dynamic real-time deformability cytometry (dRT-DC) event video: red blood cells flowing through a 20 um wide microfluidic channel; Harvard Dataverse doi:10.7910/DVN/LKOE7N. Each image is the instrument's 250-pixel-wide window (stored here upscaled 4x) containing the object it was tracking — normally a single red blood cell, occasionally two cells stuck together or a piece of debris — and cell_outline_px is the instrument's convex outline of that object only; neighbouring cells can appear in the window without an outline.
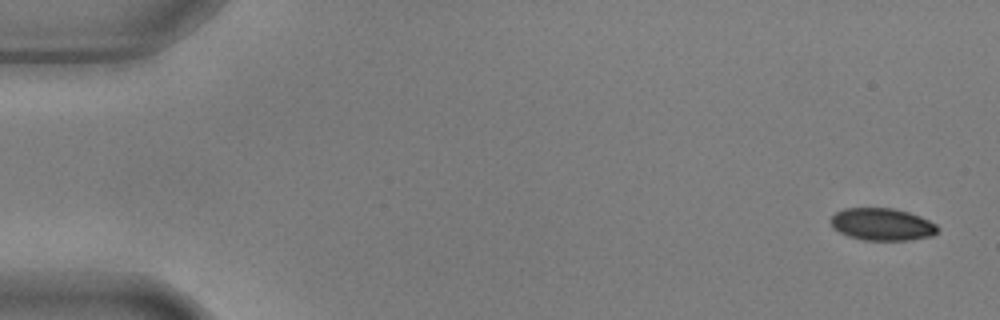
{"species": "common noctule bat (a hibernating species)", "species_latin": "Nyctalus noctula", "temperature_condition": "warm", "stored_images_in_passage": 16, "camera_frame_rate_fps": 3000, "um_per_image_px": 0.085, "animal": {"sex": "male", "body_mass_g": 17.9, "forearm_length_mm": 54.2}, "frame": {"image": 1, "passage_image": 1, "time_ms": 0.0, "image_size_px": [1000, 320], "cell_outline_px": [[940, 228], [932, 236], [908, 240], [864, 240], [848, 236], [832, 228], [832, 216], [836, 212], [844, 208], [892, 208], [908, 212], [920, 216], [936, 224]], "centroid_in_image_um": [74.99, 19.07], "position_along_channel_um": 10.0, "area_um2": 20.06}}